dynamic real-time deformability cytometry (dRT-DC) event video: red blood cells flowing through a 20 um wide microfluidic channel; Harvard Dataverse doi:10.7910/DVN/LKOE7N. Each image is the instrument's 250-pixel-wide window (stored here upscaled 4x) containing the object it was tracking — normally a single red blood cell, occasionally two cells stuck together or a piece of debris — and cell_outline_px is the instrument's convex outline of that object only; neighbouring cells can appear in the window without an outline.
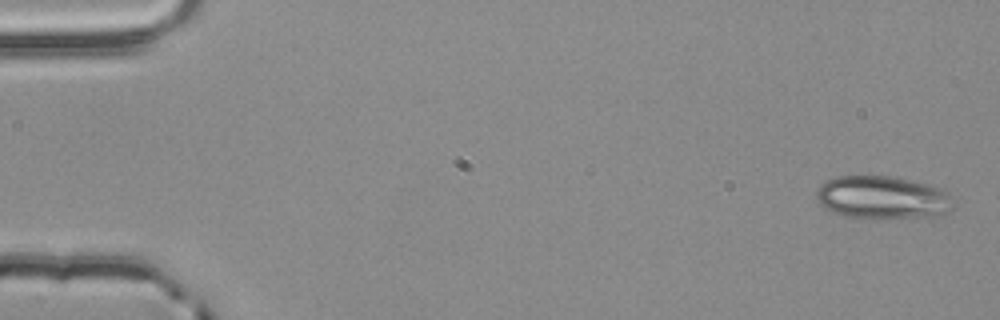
{"species": "common noctule bat (a hibernating species)", "species_latin": "Nyctalus noctula", "temperature_condition": "room temperature", "stored_images_in_passage": 5, "camera_frame_rate_fps": 3000, "um_per_image_px": 0.085, "animal": {"sex": "male", "body_mass_g": 20.4}, "frame": {"image": 1, "passage_image": 1, "time_ms": 0.0, "image_size_px": [1000, 320], "cell_outline_px": [[952, 208], [944, 212], [932, 216], [876, 220], [844, 216], [824, 208], [820, 204], [816, 196], [816, 192], [820, 184], [836, 176], [888, 176], [912, 180], [944, 188], [948, 192]], "centroid_in_image_um": [74.98, 16.8], "position_along_channel_um": 10.0, "area_um2": 34.62}}
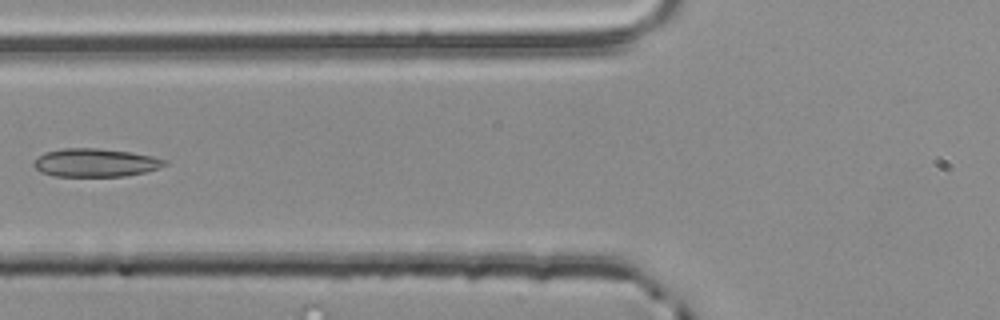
{"frame": {"image": 2, "passage_image": 5, "time_ms": 1.333, "image_size_px": [1000, 320], "cell_outline_px": [[168, 164], [160, 168], [144, 172], [124, 176], [56, 176], [40, 172], [32, 164], [44, 152], [64, 148], [96, 148], [132, 152], [152, 156], [168, 160]], "centroid_in_image_um": [8.14, 13.82], "position_along_channel_um": 117.7, "area_um2": 21.56}}